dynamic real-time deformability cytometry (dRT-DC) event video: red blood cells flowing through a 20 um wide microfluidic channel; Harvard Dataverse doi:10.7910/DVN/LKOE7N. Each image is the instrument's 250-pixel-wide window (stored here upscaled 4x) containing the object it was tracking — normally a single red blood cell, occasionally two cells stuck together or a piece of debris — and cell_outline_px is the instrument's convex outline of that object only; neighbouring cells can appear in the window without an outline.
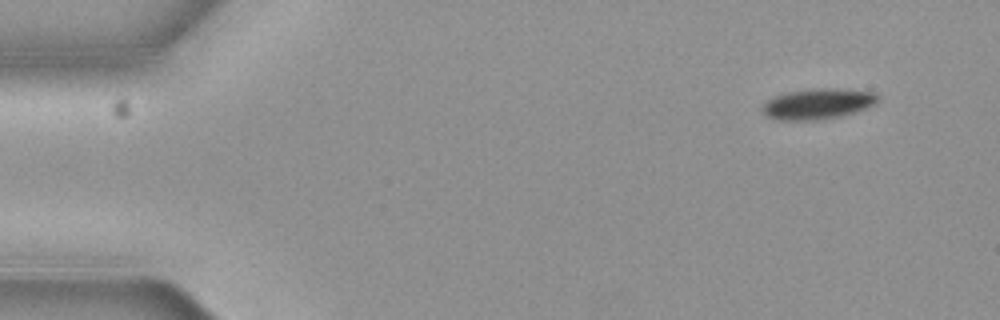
{"species": "common noctule bat (a hibernating species)", "species_latin": "Nyctalus noctula", "temperature_condition": "cold", "stored_images_in_passage": 5, "camera_frame_rate_fps": 3000, "um_per_image_px": 0.085, "animal": {"sex": "female", "body_mass_g": 19.3, "forearm_length_mm": 54.1}, "frame": {"image": 1, "passage_image": 1, "time_ms": 0.0, "image_size_px": [1000, 320], "cell_outline_px": [[880, 100], [876, 104], [840, 116], [816, 120], [780, 120], [768, 116], [760, 108], [768, 100], [776, 96], [788, 92], [816, 88], [836, 88], [876, 92], [880, 96]], "centroid_in_image_um": [69.56, 8.81], "position_along_channel_um": 15.4, "area_um2": 20.46}}
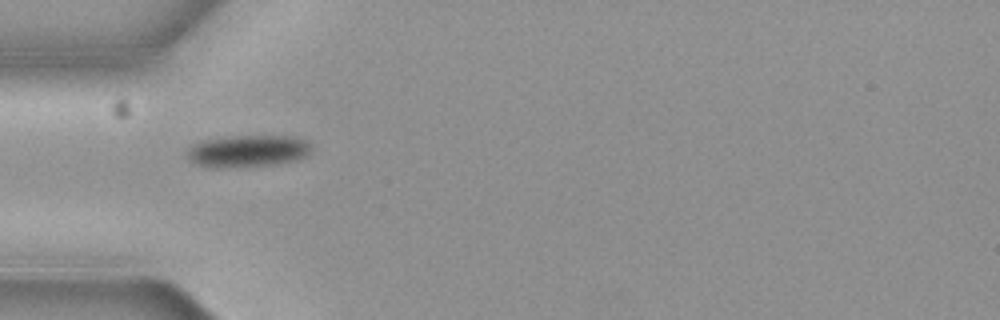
{"frame": {"image": 2, "passage_image": 4, "time_ms": 1.0, "image_size_px": [1000, 320], "cell_outline_px": [[312, 152], [308, 156], [300, 160], [276, 164], [248, 168], [208, 168], [196, 164], [188, 160], [188, 148], [200, 140], [232, 136], [292, 136], [308, 140], [312, 144]], "centroid_in_image_um": [21.11, 12.86], "position_along_channel_um": 63.9, "area_um2": 24.16}}
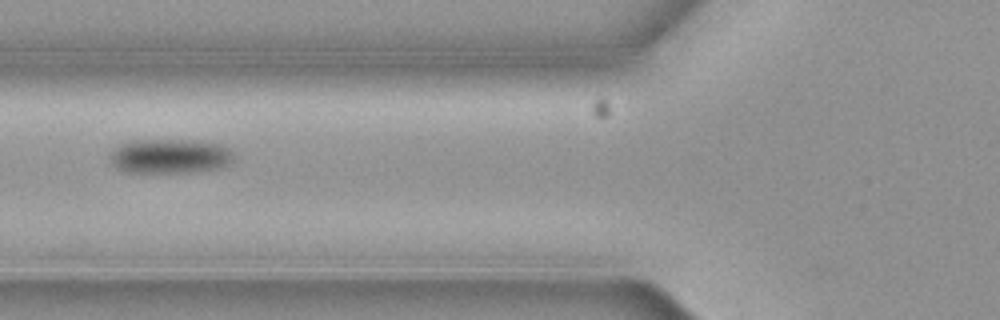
{"frame": {"image": 3, "passage_image": 5, "time_ms": 1.333, "image_size_px": [1000, 320], "cell_outline_px": [[232, 160], [228, 164], [220, 168], [192, 172], [128, 172], [112, 164], [108, 156], [120, 144], [132, 140], [188, 140], [216, 144], [228, 148], [232, 152]], "centroid_in_image_um": [14.42, 13.27], "position_along_channel_um": 111.4, "area_um2": 24.57}}